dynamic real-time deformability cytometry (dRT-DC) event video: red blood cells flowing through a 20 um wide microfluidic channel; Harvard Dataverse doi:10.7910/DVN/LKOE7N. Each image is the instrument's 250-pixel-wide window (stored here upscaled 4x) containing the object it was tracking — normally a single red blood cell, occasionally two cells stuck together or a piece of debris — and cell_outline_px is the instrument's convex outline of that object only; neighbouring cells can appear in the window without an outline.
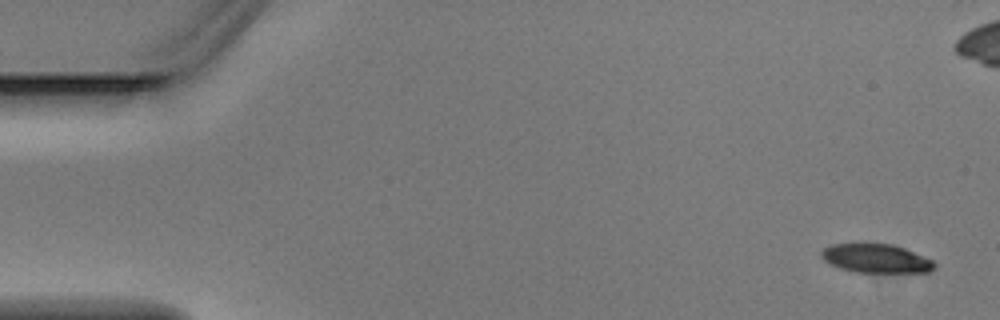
{"species": "Egyptian fruit bat (a non-hibernating species)", "species_latin": "Rousettus aegyptiacus", "temperature_condition": "warm", "stored_images_in_passage": 6, "camera_frame_rate_fps": 3000, "um_per_image_px": 0.085, "animal": {"sex": "male"}, "frame": {"image": 1, "passage_image": 1, "time_ms": 0.0, "image_size_px": [1000, 320], "cell_outline_px": [[936, 268], [928, 272], [856, 272], [840, 268], [824, 260], [820, 256], [820, 252], [824, 248], [832, 244], [852, 240], [864, 240], [892, 244], [904, 248], [932, 260], [936, 264]], "centroid_in_image_um": [74.4, 21.9], "position_along_channel_um": 10.6, "area_um2": 19.83}}